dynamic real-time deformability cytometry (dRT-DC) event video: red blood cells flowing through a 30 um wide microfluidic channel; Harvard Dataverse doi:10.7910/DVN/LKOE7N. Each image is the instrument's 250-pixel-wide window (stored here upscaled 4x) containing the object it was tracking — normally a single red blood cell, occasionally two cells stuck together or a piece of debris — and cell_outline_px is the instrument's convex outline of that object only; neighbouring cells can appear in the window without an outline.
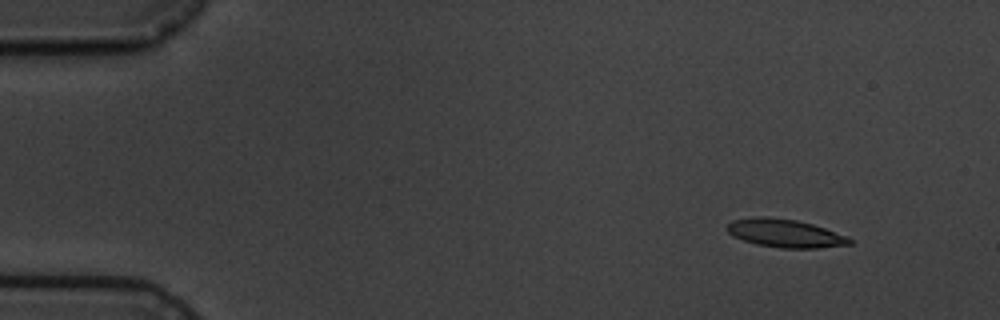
{"species": "common noctule bat (a hibernating species)", "species_latin": "Nyctalus noctula", "temperature_condition": "cold", "stored_images_in_passage": 5, "camera_frame_rate_fps": 3000, "um_per_image_px": 0.085, "animal": {"sex": "male", "body_mass_g": 19.5, "forearm_length_mm": 54.6}, "frame": {"image": 1, "passage_image": 1, "time_ms": 0.0, "image_size_px": [1000, 320], "cell_outline_px": [[852, 244], [816, 248], [780, 248], [756, 244], [732, 236], [724, 228], [732, 220], [752, 216], [768, 216], [796, 220], [812, 224], [848, 236], [852, 240]], "centroid_in_image_um": [66.69, 19.82], "position_along_channel_um": 18.3, "area_um2": 20.29}}